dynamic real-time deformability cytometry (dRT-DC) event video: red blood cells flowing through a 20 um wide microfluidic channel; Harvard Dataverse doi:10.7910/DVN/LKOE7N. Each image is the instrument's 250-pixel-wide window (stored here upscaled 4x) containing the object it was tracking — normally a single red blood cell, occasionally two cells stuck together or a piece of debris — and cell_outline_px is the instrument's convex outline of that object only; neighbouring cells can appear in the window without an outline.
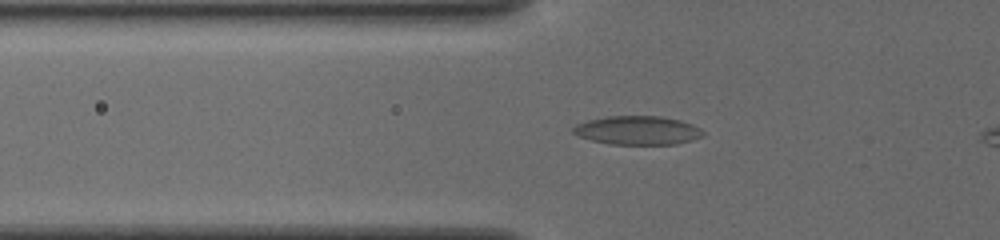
{"species": "common noctule bat (a hibernating species)", "species_latin": "Nyctalus noctula", "temperature_condition": "cold", "stored_images_in_passage": 46, "camera_frame_rate_fps": 3000, "um_per_image_px": 0.085, "animal": {"sex": "female", "body_mass_g": 19.5, "forearm_length_mm": 54.1}, "frame": {"image": 1, "passage_image": 15, "time_ms": 4.667, "image_size_px": [1000, 240], "cell_outline_px": [[704, 136], [692, 140], [676, 144], [612, 144], [592, 140], [580, 136], [572, 132], [572, 128], [576, 124], [588, 120], [608, 116], [660, 116], [680, 120], [692, 124], [700, 128], [704, 132]], "centroid_in_image_um": [54.22, 11.07], "position_along_channel_um": 71.6, "area_um2": 21.68}}
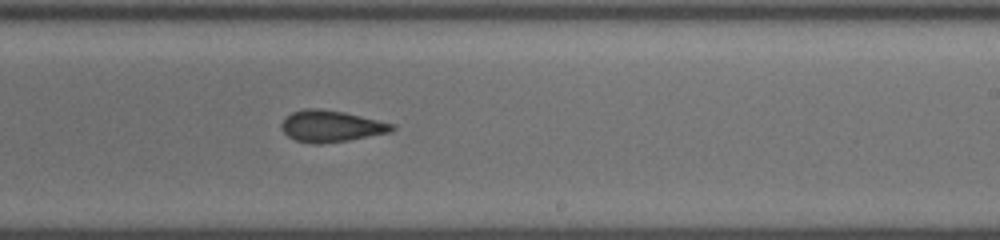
{"frame": {"image": 2, "passage_image": 30, "time_ms": 9.667, "image_size_px": [1000, 240], "cell_outline_px": [[396, 128], [388, 132], [348, 140], [320, 144], [312, 144], [296, 140], [288, 136], [280, 128], [280, 124], [284, 116], [292, 112], [304, 108], [320, 108], [344, 112], [396, 124]], "centroid_in_image_um": [28.09, 10.71], "position_along_channel_um": 260.9, "area_um2": 20.4}}
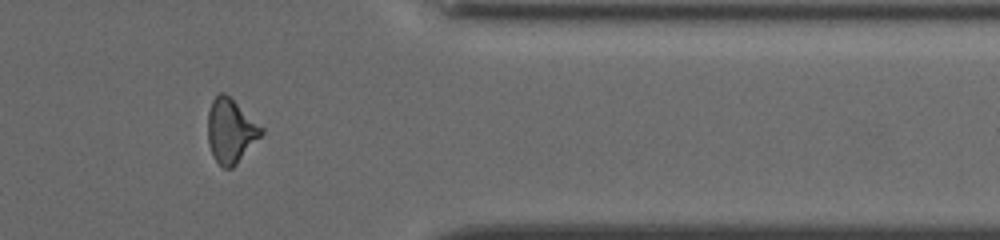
{"frame": {"image": 3, "passage_image": 41, "time_ms": 13.333, "image_size_px": [1000, 240], "cell_outline_px": [[264, 132], [236, 164], [232, 168], [224, 168], [212, 156], [208, 144], [208, 112], [212, 100], [220, 92], [224, 92], [264, 128]], "centroid_in_image_um": [19.59, 11.12], "position_along_channel_um": 391.8, "area_um2": 19.77}}